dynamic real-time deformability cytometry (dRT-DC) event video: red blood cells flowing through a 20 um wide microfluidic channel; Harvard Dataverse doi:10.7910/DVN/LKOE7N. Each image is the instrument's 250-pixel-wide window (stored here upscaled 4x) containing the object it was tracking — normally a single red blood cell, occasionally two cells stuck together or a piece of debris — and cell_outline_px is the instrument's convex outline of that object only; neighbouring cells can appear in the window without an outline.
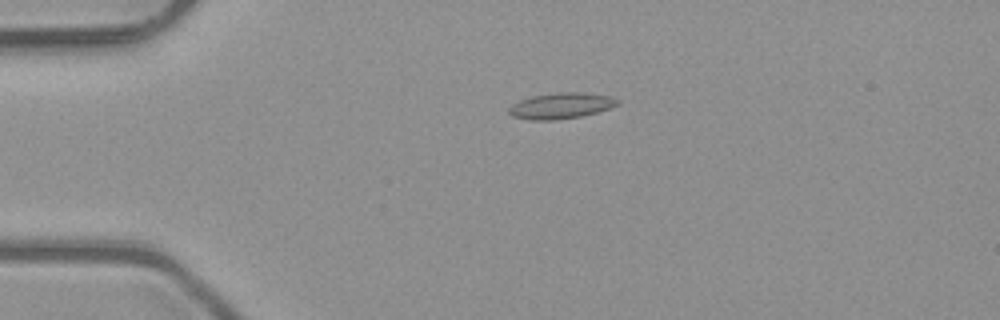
{"species": "common noctule bat (a hibernating species)", "species_latin": "Nyctalus noctula", "temperature_condition": "room temperature", "stored_images_in_passage": 4, "camera_frame_rate_fps": 3000, "um_per_image_px": 0.085, "animal": {"sex": "male", "body_mass_g": 23.1, "forearm_length_mm": 52.7}, "frame": {"image": 1, "passage_image": 3, "time_ms": 0.667, "image_size_px": [1000, 320], "cell_outline_px": [[620, 104], [596, 112], [580, 116], [556, 120], [528, 120], [512, 116], [508, 112], [508, 108], [512, 104], [520, 100], [532, 96], [556, 92], [584, 92], [612, 96], [620, 100]], "centroid_in_image_um": [47.68, 8.98], "position_along_channel_um": 37.3, "area_um2": 16.53}}